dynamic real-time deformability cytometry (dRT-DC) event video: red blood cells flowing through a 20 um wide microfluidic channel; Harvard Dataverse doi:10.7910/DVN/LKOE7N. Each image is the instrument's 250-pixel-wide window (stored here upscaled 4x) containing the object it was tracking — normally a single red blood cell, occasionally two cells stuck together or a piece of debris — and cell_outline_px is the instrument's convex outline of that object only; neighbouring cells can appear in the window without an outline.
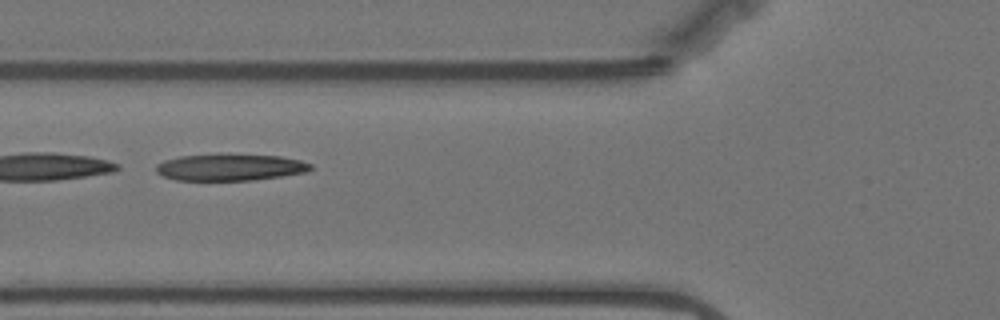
{"species": "Egyptian fruit bat (a non-hibernating species)", "species_latin": "Rousettus aegyptiacus", "temperature_condition": "warm", "stored_images_in_passage": 55, "camera_frame_rate_fps": 3000, "um_per_image_px": 0.085, "animal": {"sex": "female"}, "frame": {"image": 1, "passage_image": 20, "time_ms": 6.333, "image_size_px": [1000, 320], "cell_outline_px": [[312, 168], [308, 172], [252, 180], [176, 180], [164, 176], [156, 172], [156, 164], [164, 160], [180, 156], [280, 156], [300, 160], [312, 164]], "centroid_in_image_um": [19.57, 14.25], "position_along_channel_um": 106.2, "area_um2": 23.24}}
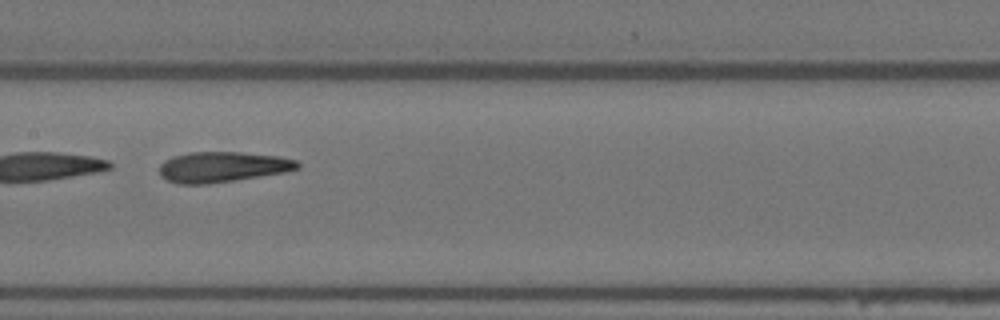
{"frame": {"image": 2, "passage_image": 27, "time_ms": 8.667, "image_size_px": [1000, 320], "cell_outline_px": [[300, 168], [288, 172], [208, 184], [180, 184], [168, 180], [160, 176], [160, 164], [164, 160], [172, 156], [188, 152], [240, 152], [280, 156], [296, 160], [300, 164]], "centroid_in_image_um": [18.93, 14.18], "position_along_channel_um": 188.5, "area_um2": 24.74}}
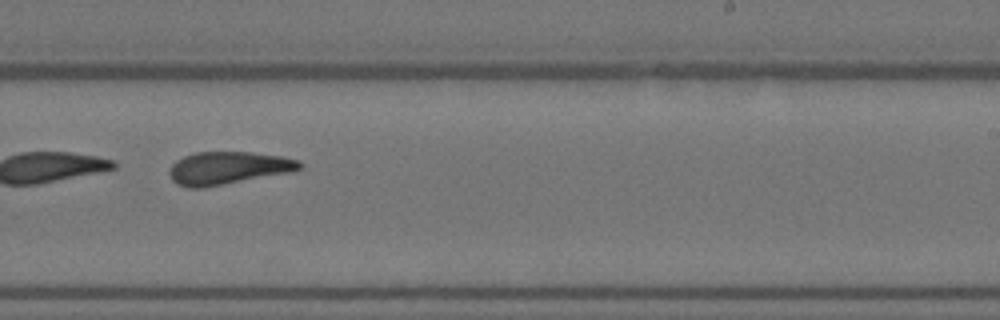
{"frame": {"image": 3, "passage_image": 34, "time_ms": 11.0, "image_size_px": [1000, 320], "cell_outline_px": [[304, 164], [300, 168], [292, 172], [200, 188], [188, 188], [176, 184], [172, 180], [168, 172], [172, 164], [176, 160], [184, 156], [196, 152], [252, 152], [280, 156], [300, 160]], "centroid_in_image_um": [19.37, 14.28], "position_along_channel_um": 269.6, "area_um2": 24.85}, "authors_computed_cell_mechanics": {"area_um2": 27.2238, "velocity_mm_per_s": 3.499, "shape_relaxation_time_tau1_ms": 4.4551, "shape_relaxation_time_tau2_ms": 2.5635, "deformation_change_tau1": 0.1779, "deformation_change_tau2": 0.1232}}